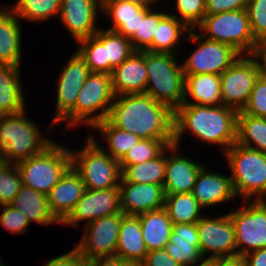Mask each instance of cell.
<instances>
[{"mask_svg":"<svg viewBox=\"0 0 266 266\" xmlns=\"http://www.w3.org/2000/svg\"><path fill=\"white\" fill-rule=\"evenodd\" d=\"M106 119L140 139L174 140V111L146 93L115 96Z\"/></svg>","mask_w":266,"mask_h":266,"instance_id":"1","label":"cell"},{"mask_svg":"<svg viewBox=\"0 0 266 266\" xmlns=\"http://www.w3.org/2000/svg\"><path fill=\"white\" fill-rule=\"evenodd\" d=\"M237 115L223 104H182L174 111L173 144L181 146L183 135L191 133L199 142L221 147L224 154L237 141Z\"/></svg>","mask_w":266,"mask_h":266,"instance_id":"2","label":"cell"},{"mask_svg":"<svg viewBox=\"0 0 266 266\" xmlns=\"http://www.w3.org/2000/svg\"><path fill=\"white\" fill-rule=\"evenodd\" d=\"M26 109L0 115V151L6 163L16 165L40 153L53 140L42 135L41 127L26 117Z\"/></svg>","mask_w":266,"mask_h":266,"instance_id":"3","label":"cell"},{"mask_svg":"<svg viewBox=\"0 0 266 266\" xmlns=\"http://www.w3.org/2000/svg\"><path fill=\"white\" fill-rule=\"evenodd\" d=\"M178 55L145 50L147 85L145 93L173 111L185 99V76Z\"/></svg>","mask_w":266,"mask_h":266,"instance_id":"4","label":"cell"},{"mask_svg":"<svg viewBox=\"0 0 266 266\" xmlns=\"http://www.w3.org/2000/svg\"><path fill=\"white\" fill-rule=\"evenodd\" d=\"M224 154L236 198L266 200V153L235 143Z\"/></svg>","mask_w":266,"mask_h":266,"instance_id":"5","label":"cell"},{"mask_svg":"<svg viewBox=\"0 0 266 266\" xmlns=\"http://www.w3.org/2000/svg\"><path fill=\"white\" fill-rule=\"evenodd\" d=\"M114 99L111 75L91 72L80 89L75 107L55 127L64 122L65 130L80 125L92 128L107 118Z\"/></svg>","mask_w":266,"mask_h":266,"instance_id":"6","label":"cell"},{"mask_svg":"<svg viewBox=\"0 0 266 266\" xmlns=\"http://www.w3.org/2000/svg\"><path fill=\"white\" fill-rule=\"evenodd\" d=\"M64 146L53 139L40 153L16 164L22 184L47 196L71 167V151Z\"/></svg>","mask_w":266,"mask_h":266,"instance_id":"7","label":"cell"},{"mask_svg":"<svg viewBox=\"0 0 266 266\" xmlns=\"http://www.w3.org/2000/svg\"><path fill=\"white\" fill-rule=\"evenodd\" d=\"M87 138V139H86ZM79 150H71V166L80 175L87 190H105L119 187L121 169L90 136Z\"/></svg>","mask_w":266,"mask_h":266,"instance_id":"8","label":"cell"},{"mask_svg":"<svg viewBox=\"0 0 266 266\" xmlns=\"http://www.w3.org/2000/svg\"><path fill=\"white\" fill-rule=\"evenodd\" d=\"M195 29L207 39L231 46L240 55L256 54L259 45L252 35L246 9L205 15Z\"/></svg>","mask_w":266,"mask_h":266,"instance_id":"9","label":"cell"},{"mask_svg":"<svg viewBox=\"0 0 266 266\" xmlns=\"http://www.w3.org/2000/svg\"><path fill=\"white\" fill-rule=\"evenodd\" d=\"M262 67L255 54L240 55L221 75V97L223 105L241 112L251 95Z\"/></svg>","mask_w":266,"mask_h":266,"instance_id":"10","label":"cell"},{"mask_svg":"<svg viewBox=\"0 0 266 266\" xmlns=\"http://www.w3.org/2000/svg\"><path fill=\"white\" fill-rule=\"evenodd\" d=\"M228 214L235 229L238 256L266 248V200H243Z\"/></svg>","mask_w":266,"mask_h":266,"instance_id":"11","label":"cell"},{"mask_svg":"<svg viewBox=\"0 0 266 266\" xmlns=\"http://www.w3.org/2000/svg\"><path fill=\"white\" fill-rule=\"evenodd\" d=\"M196 32V29H191L186 37L198 45L181 63L184 75L203 73L221 75L240 57L231 46L207 39Z\"/></svg>","mask_w":266,"mask_h":266,"instance_id":"12","label":"cell"},{"mask_svg":"<svg viewBox=\"0 0 266 266\" xmlns=\"http://www.w3.org/2000/svg\"><path fill=\"white\" fill-rule=\"evenodd\" d=\"M58 73L55 91L56 115L53 116L45 134L56 130L55 126L75 107L80 89L91 72L85 61L74 51Z\"/></svg>","mask_w":266,"mask_h":266,"instance_id":"13","label":"cell"},{"mask_svg":"<svg viewBox=\"0 0 266 266\" xmlns=\"http://www.w3.org/2000/svg\"><path fill=\"white\" fill-rule=\"evenodd\" d=\"M203 216L197 222L199 249L204 259L237 256L235 229L228 213Z\"/></svg>","mask_w":266,"mask_h":266,"instance_id":"14","label":"cell"},{"mask_svg":"<svg viewBox=\"0 0 266 266\" xmlns=\"http://www.w3.org/2000/svg\"><path fill=\"white\" fill-rule=\"evenodd\" d=\"M125 214L117 213L96 219L83 228L79 243L74 246L89 260L115 257L120 225Z\"/></svg>","mask_w":266,"mask_h":266,"instance_id":"15","label":"cell"},{"mask_svg":"<svg viewBox=\"0 0 266 266\" xmlns=\"http://www.w3.org/2000/svg\"><path fill=\"white\" fill-rule=\"evenodd\" d=\"M122 213L120 188L87 190L76 203L75 208L60 225H70L79 229L80 222L88 224L104 216Z\"/></svg>","mask_w":266,"mask_h":266,"instance_id":"16","label":"cell"},{"mask_svg":"<svg viewBox=\"0 0 266 266\" xmlns=\"http://www.w3.org/2000/svg\"><path fill=\"white\" fill-rule=\"evenodd\" d=\"M101 11L102 0H61L59 22L61 19L69 36L78 42L100 30L96 23Z\"/></svg>","mask_w":266,"mask_h":266,"instance_id":"17","label":"cell"},{"mask_svg":"<svg viewBox=\"0 0 266 266\" xmlns=\"http://www.w3.org/2000/svg\"><path fill=\"white\" fill-rule=\"evenodd\" d=\"M180 146L167 147L166 171L164 180L165 194L191 193L200 170L205 164L180 154ZM169 154V155H168ZM183 155V156H182Z\"/></svg>","mask_w":266,"mask_h":266,"instance_id":"18","label":"cell"},{"mask_svg":"<svg viewBox=\"0 0 266 266\" xmlns=\"http://www.w3.org/2000/svg\"><path fill=\"white\" fill-rule=\"evenodd\" d=\"M121 210L125 215H140L164 207V187L157 184L120 182Z\"/></svg>","mask_w":266,"mask_h":266,"instance_id":"19","label":"cell"},{"mask_svg":"<svg viewBox=\"0 0 266 266\" xmlns=\"http://www.w3.org/2000/svg\"><path fill=\"white\" fill-rule=\"evenodd\" d=\"M85 191L83 180L71 166L47 195L49 210L60 224L72 212Z\"/></svg>","mask_w":266,"mask_h":266,"instance_id":"20","label":"cell"},{"mask_svg":"<svg viewBox=\"0 0 266 266\" xmlns=\"http://www.w3.org/2000/svg\"><path fill=\"white\" fill-rule=\"evenodd\" d=\"M209 170L206 166L200 170L191 192L204 211L236 198L230 174L227 176Z\"/></svg>","mask_w":266,"mask_h":266,"instance_id":"21","label":"cell"},{"mask_svg":"<svg viewBox=\"0 0 266 266\" xmlns=\"http://www.w3.org/2000/svg\"><path fill=\"white\" fill-rule=\"evenodd\" d=\"M110 75L115 96L145 93L148 76L145 51H134Z\"/></svg>","mask_w":266,"mask_h":266,"instance_id":"22","label":"cell"},{"mask_svg":"<svg viewBox=\"0 0 266 266\" xmlns=\"http://www.w3.org/2000/svg\"><path fill=\"white\" fill-rule=\"evenodd\" d=\"M181 266H190L204 260L199 249L197 223L173 224L169 242L164 248Z\"/></svg>","mask_w":266,"mask_h":266,"instance_id":"23","label":"cell"},{"mask_svg":"<svg viewBox=\"0 0 266 266\" xmlns=\"http://www.w3.org/2000/svg\"><path fill=\"white\" fill-rule=\"evenodd\" d=\"M147 253L139 217L124 215L120 225L115 256L126 260L133 266H139Z\"/></svg>","mask_w":266,"mask_h":266,"instance_id":"24","label":"cell"},{"mask_svg":"<svg viewBox=\"0 0 266 266\" xmlns=\"http://www.w3.org/2000/svg\"><path fill=\"white\" fill-rule=\"evenodd\" d=\"M21 20L8 8L0 9V64L20 67L22 57Z\"/></svg>","mask_w":266,"mask_h":266,"instance_id":"25","label":"cell"},{"mask_svg":"<svg viewBox=\"0 0 266 266\" xmlns=\"http://www.w3.org/2000/svg\"><path fill=\"white\" fill-rule=\"evenodd\" d=\"M185 76V99L183 104L220 106L221 79L217 74H194Z\"/></svg>","mask_w":266,"mask_h":266,"instance_id":"26","label":"cell"},{"mask_svg":"<svg viewBox=\"0 0 266 266\" xmlns=\"http://www.w3.org/2000/svg\"><path fill=\"white\" fill-rule=\"evenodd\" d=\"M144 7L127 0H102L101 16L110 18L111 27L108 30L130 38L138 32L140 12Z\"/></svg>","mask_w":266,"mask_h":266,"instance_id":"27","label":"cell"},{"mask_svg":"<svg viewBox=\"0 0 266 266\" xmlns=\"http://www.w3.org/2000/svg\"><path fill=\"white\" fill-rule=\"evenodd\" d=\"M21 67L0 64V115L26 109Z\"/></svg>","mask_w":266,"mask_h":266,"instance_id":"28","label":"cell"},{"mask_svg":"<svg viewBox=\"0 0 266 266\" xmlns=\"http://www.w3.org/2000/svg\"><path fill=\"white\" fill-rule=\"evenodd\" d=\"M142 228V238L148 252L161 250L169 242L173 222L166 209L149 211L137 215Z\"/></svg>","mask_w":266,"mask_h":266,"instance_id":"29","label":"cell"},{"mask_svg":"<svg viewBox=\"0 0 266 266\" xmlns=\"http://www.w3.org/2000/svg\"><path fill=\"white\" fill-rule=\"evenodd\" d=\"M11 205L26 215L27 220L43 226L60 224L51 214L47 196L22 185Z\"/></svg>","mask_w":266,"mask_h":266,"instance_id":"30","label":"cell"},{"mask_svg":"<svg viewBox=\"0 0 266 266\" xmlns=\"http://www.w3.org/2000/svg\"><path fill=\"white\" fill-rule=\"evenodd\" d=\"M190 28L175 16L168 14L159 22L153 35L152 44L146 49L150 52L179 53L177 50L180 40L187 37ZM186 32V36L185 33ZM184 36V37H183ZM182 37V38H181ZM178 45V46H177Z\"/></svg>","mask_w":266,"mask_h":266,"instance_id":"31","label":"cell"},{"mask_svg":"<svg viewBox=\"0 0 266 266\" xmlns=\"http://www.w3.org/2000/svg\"><path fill=\"white\" fill-rule=\"evenodd\" d=\"M93 130L99 131L101 137L105 140L107 149L101 146L96 140V135H89L104 151H106L113 159L120 161L125 154L131 149L140 138L133 133L119 129L113 126L107 119L98 122L92 127Z\"/></svg>","mask_w":266,"mask_h":266,"instance_id":"32","label":"cell"},{"mask_svg":"<svg viewBox=\"0 0 266 266\" xmlns=\"http://www.w3.org/2000/svg\"><path fill=\"white\" fill-rule=\"evenodd\" d=\"M167 148L156 158L140 164L120 166V182L164 185Z\"/></svg>","mask_w":266,"mask_h":266,"instance_id":"33","label":"cell"},{"mask_svg":"<svg viewBox=\"0 0 266 266\" xmlns=\"http://www.w3.org/2000/svg\"><path fill=\"white\" fill-rule=\"evenodd\" d=\"M164 208L173 224L197 223L204 216V208L192 193L165 194Z\"/></svg>","mask_w":266,"mask_h":266,"instance_id":"34","label":"cell"},{"mask_svg":"<svg viewBox=\"0 0 266 266\" xmlns=\"http://www.w3.org/2000/svg\"><path fill=\"white\" fill-rule=\"evenodd\" d=\"M236 143L266 153V118L238 114Z\"/></svg>","mask_w":266,"mask_h":266,"instance_id":"35","label":"cell"},{"mask_svg":"<svg viewBox=\"0 0 266 266\" xmlns=\"http://www.w3.org/2000/svg\"><path fill=\"white\" fill-rule=\"evenodd\" d=\"M75 50L89 67L90 72L109 74V61L105 54V29L88 38L79 40Z\"/></svg>","mask_w":266,"mask_h":266,"instance_id":"36","label":"cell"},{"mask_svg":"<svg viewBox=\"0 0 266 266\" xmlns=\"http://www.w3.org/2000/svg\"><path fill=\"white\" fill-rule=\"evenodd\" d=\"M8 8L21 20L45 22L51 17H59L61 0H17Z\"/></svg>","mask_w":266,"mask_h":266,"instance_id":"37","label":"cell"},{"mask_svg":"<svg viewBox=\"0 0 266 266\" xmlns=\"http://www.w3.org/2000/svg\"><path fill=\"white\" fill-rule=\"evenodd\" d=\"M154 10L144 8L140 12L138 32L129 38L135 51H145L152 44L159 22L168 14L163 9L162 12Z\"/></svg>","mask_w":266,"mask_h":266,"instance_id":"38","label":"cell"},{"mask_svg":"<svg viewBox=\"0 0 266 266\" xmlns=\"http://www.w3.org/2000/svg\"><path fill=\"white\" fill-rule=\"evenodd\" d=\"M174 140L140 139L119 161L120 166L140 164L158 157Z\"/></svg>","mask_w":266,"mask_h":266,"instance_id":"39","label":"cell"},{"mask_svg":"<svg viewBox=\"0 0 266 266\" xmlns=\"http://www.w3.org/2000/svg\"><path fill=\"white\" fill-rule=\"evenodd\" d=\"M135 50L129 38L105 28V54L109 61V74L122 64Z\"/></svg>","mask_w":266,"mask_h":266,"instance_id":"40","label":"cell"},{"mask_svg":"<svg viewBox=\"0 0 266 266\" xmlns=\"http://www.w3.org/2000/svg\"><path fill=\"white\" fill-rule=\"evenodd\" d=\"M175 13L170 14L184 22L190 29H195L206 15L205 0H175Z\"/></svg>","mask_w":266,"mask_h":266,"instance_id":"41","label":"cell"},{"mask_svg":"<svg viewBox=\"0 0 266 266\" xmlns=\"http://www.w3.org/2000/svg\"><path fill=\"white\" fill-rule=\"evenodd\" d=\"M21 175L16 165L6 164L0 169V202L9 205L22 187Z\"/></svg>","mask_w":266,"mask_h":266,"instance_id":"42","label":"cell"},{"mask_svg":"<svg viewBox=\"0 0 266 266\" xmlns=\"http://www.w3.org/2000/svg\"><path fill=\"white\" fill-rule=\"evenodd\" d=\"M246 11L254 39L258 43L266 41V0H249Z\"/></svg>","mask_w":266,"mask_h":266,"instance_id":"43","label":"cell"},{"mask_svg":"<svg viewBox=\"0 0 266 266\" xmlns=\"http://www.w3.org/2000/svg\"><path fill=\"white\" fill-rule=\"evenodd\" d=\"M238 114L266 118V77L263 74L256 80L245 108Z\"/></svg>","mask_w":266,"mask_h":266,"instance_id":"44","label":"cell"},{"mask_svg":"<svg viewBox=\"0 0 266 266\" xmlns=\"http://www.w3.org/2000/svg\"><path fill=\"white\" fill-rule=\"evenodd\" d=\"M1 208L0 225L12 234H26L31 225L26 215H23L21 211L14 208L11 204L3 205Z\"/></svg>","mask_w":266,"mask_h":266,"instance_id":"45","label":"cell"},{"mask_svg":"<svg viewBox=\"0 0 266 266\" xmlns=\"http://www.w3.org/2000/svg\"><path fill=\"white\" fill-rule=\"evenodd\" d=\"M44 266H88V259L73 247L69 252L46 261Z\"/></svg>","mask_w":266,"mask_h":266,"instance_id":"46","label":"cell"},{"mask_svg":"<svg viewBox=\"0 0 266 266\" xmlns=\"http://www.w3.org/2000/svg\"><path fill=\"white\" fill-rule=\"evenodd\" d=\"M206 15L246 9L249 0H205Z\"/></svg>","mask_w":266,"mask_h":266,"instance_id":"47","label":"cell"},{"mask_svg":"<svg viewBox=\"0 0 266 266\" xmlns=\"http://www.w3.org/2000/svg\"><path fill=\"white\" fill-rule=\"evenodd\" d=\"M139 266H181L165 249L153 250L147 253Z\"/></svg>","mask_w":266,"mask_h":266,"instance_id":"48","label":"cell"},{"mask_svg":"<svg viewBox=\"0 0 266 266\" xmlns=\"http://www.w3.org/2000/svg\"><path fill=\"white\" fill-rule=\"evenodd\" d=\"M243 257L247 266H266V248L251 251Z\"/></svg>","mask_w":266,"mask_h":266,"instance_id":"49","label":"cell"},{"mask_svg":"<svg viewBox=\"0 0 266 266\" xmlns=\"http://www.w3.org/2000/svg\"><path fill=\"white\" fill-rule=\"evenodd\" d=\"M88 266H133L119 257L96 258L88 261Z\"/></svg>","mask_w":266,"mask_h":266,"instance_id":"50","label":"cell"},{"mask_svg":"<svg viewBox=\"0 0 266 266\" xmlns=\"http://www.w3.org/2000/svg\"><path fill=\"white\" fill-rule=\"evenodd\" d=\"M213 266H247L243 256L223 257L213 259Z\"/></svg>","mask_w":266,"mask_h":266,"instance_id":"51","label":"cell"},{"mask_svg":"<svg viewBox=\"0 0 266 266\" xmlns=\"http://www.w3.org/2000/svg\"><path fill=\"white\" fill-rule=\"evenodd\" d=\"M262 67V74L266 77V41L259 43L256 54Z\"/></svg>","mask_w":266,"mask_h":266,"instance_id":"52","label":"cell"},{"mask_svg":"<svg viewBox=\"0 0 266 266\" xmlns=\"http://www.w3.org/2000/svg\"><path fill=\"white\" fill-rule=\"evenodd\" d=\"M127 1L138 4L144 8L153 9L155 5H160L159 3L161 0H127Z\"/></svg>","mask_w":266,"mask_h":266,"instance_id":"53","label":"cell"},{"mask_svg":"<svg viewBox=\"0 0 266 266\" xmlns=\"http://www.w3.org/2000/svg\"><path fill=\"white\" fill-rule=\"evenodd\" d=\"M190 266H213V259H204L202 262Z\"/></svg>","mask_w":266,"mask_h":266,"instance_id":"54","label":"cell"},{"mask_svg":"<svg viewBox=\"0 0 266 266\" xmlns=\"http://www.w3.org/2000/svg\"><path fill=\"white\" fill-rule=\"evenodd\" d=\"M5 158L3 156V153L0 151V169H2L6 165Z\"/></svg>","mask_w":266,"mask_h":266,"instance_id":"55","label":"cell"}]
</instances>
